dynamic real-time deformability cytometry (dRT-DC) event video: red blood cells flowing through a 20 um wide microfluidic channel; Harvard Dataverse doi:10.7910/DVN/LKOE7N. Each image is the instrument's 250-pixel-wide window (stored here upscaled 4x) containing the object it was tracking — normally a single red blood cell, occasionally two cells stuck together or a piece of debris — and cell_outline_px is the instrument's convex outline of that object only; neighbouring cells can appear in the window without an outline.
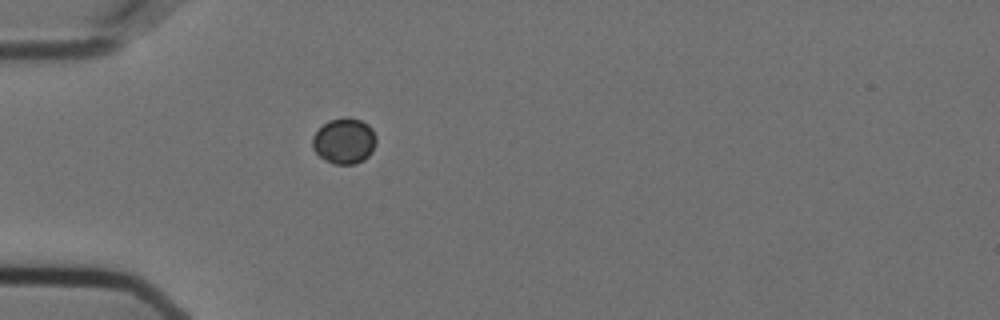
{"species": "Egyptian fruit bat (a non-hibernating species)", "species_latin": "Rousettus aegyptiacus", "temperature_condition": "cold", "stored_images_in_passage": 40, "camera_frame_rate_fps": 3000, "um_per_image_px": 0.085, "animal": {"sex": "female"}, "frame": {"image": 1, "passage_image": 1, "time_ms": 0.0, "image_size_px": [1000, 320], "cell_outline_px": [[376, 144], [372, 152], [364, 160], [352, 164], [332, 164], [324, 160], [312, 148], [312, 136], [328, 120], [348, 116], [360, 120], [368, 124], [372, 128], [376, 136]], "centroid_in_image_um": [29.27, 11.98], "position_along_channel_um": 55.7, "area_um2": 17.17}}
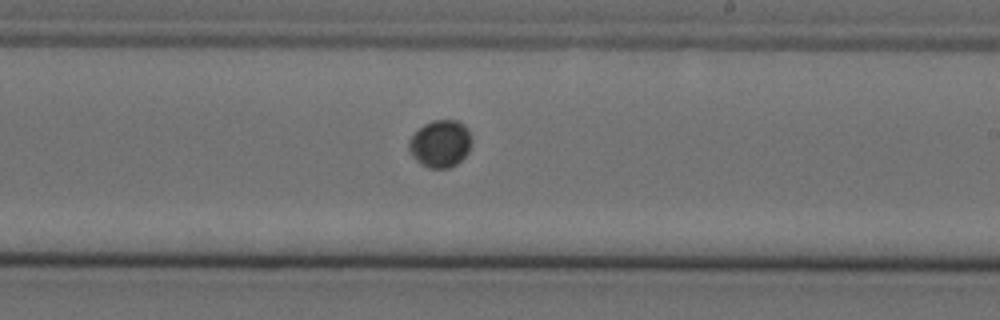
{"frame": {"image": 2, "passage_image": 18, "time_ms": 5.667, "image_size_px": [1000, 320], "cell_outline_px": [[472, 144], [468, 152], [456, 164], [448, 168], [428, 168], [420, 164], [412, 156], [408, 148], [408, 140], [424, 124], [432, 120], [456, 120], [464, 124], [468, 128], [472, 136]], "centroid_in_image_um": [37.44, 12.21], "position_along_channel_um": 251.6, "area_um2": 17.46}}
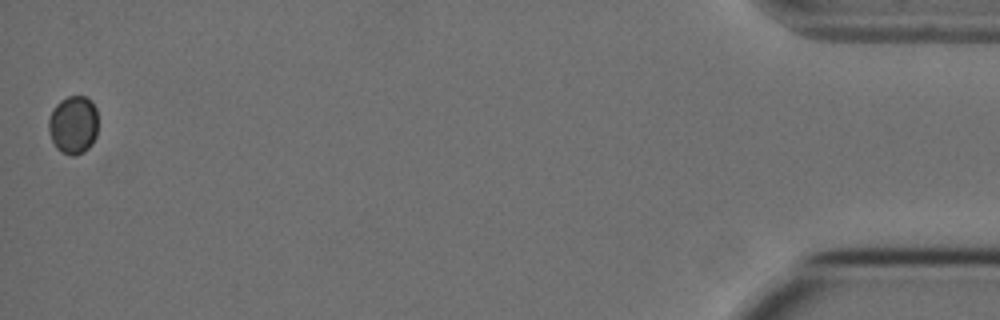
{"frame": {"image": 3, "passage_image": 40, "time_ms": 13.0, "image_size_px": [1000, 320], "cell_outline_px": [[96, 136], [92, 144], [84, 152], [72, 156], [60, 152], [56, 148], [52, 140], [48, 128], [48, 120], [56, 104], [60, 100], [68, 96], [88, 96], [92, 100], [96, 108]], "centroid_in_image_um": [6.23, 10.6], "position_along_channel_um": 429.0, "area_um2": 16.88}}